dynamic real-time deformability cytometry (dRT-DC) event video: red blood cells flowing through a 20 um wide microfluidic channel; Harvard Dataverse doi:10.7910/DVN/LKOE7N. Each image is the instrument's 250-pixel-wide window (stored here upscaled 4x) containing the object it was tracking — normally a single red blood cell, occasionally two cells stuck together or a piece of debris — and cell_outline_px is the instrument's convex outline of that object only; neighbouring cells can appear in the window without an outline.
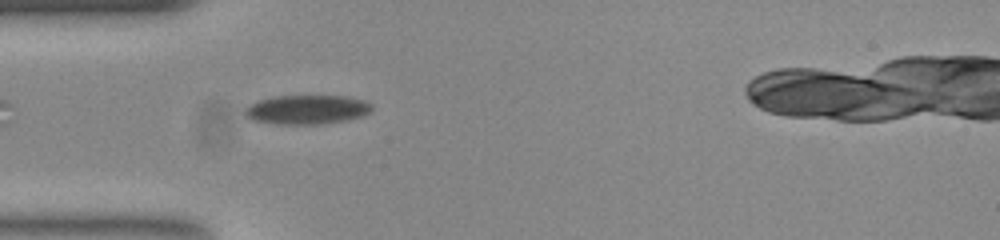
{"species": "common noctule bat (a hibernating species)", "species_latin": "Nyctalus noctula", "temperature_condition": "room temperature", "stored_images_in_passage": 28, "camera_frame_rate_fps": 3000, "um_per_image_px": 0.085, "animal": {"sex": "female", "body_mass_g": 23.0, "forearm_length_mm": 53.4}, "frame": {"image": 1, "passage_image": 9, "time_ms": 2.667, "image_size_px": [1000, 240], "cell_outline_px": [[372, 108], [368, 112], [360, 116], [320, 124], [284, 124], [256, 120], [248, 116], [248, 108], [252, 104], [260, 100], [280, 96], [340, 96], [360, 100], [368, 104]], "centroid_in_image_um": [26.1, 9.31], "position_along_channel_um": 58.9, "area_um2": 20.35}}
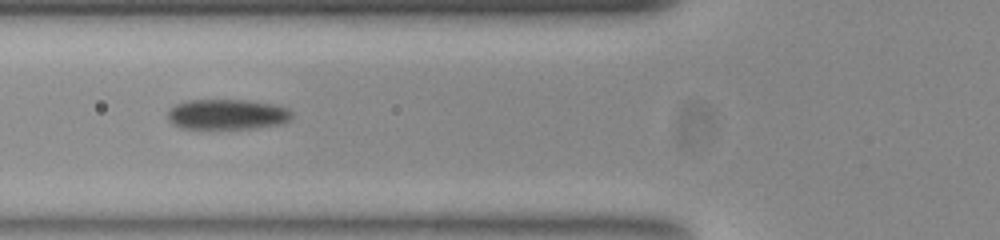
{"frame": {"image": 2, "passage_image": 13, "time_ms": 4.0, "image_size_px": [1000, 240], "cell_outline_px": [[292, 116], [288, 120], [276, 124], [248, 128], [180, 128], [168, 116], [168, 112], [176, 104], [188, 100], [240, 100], [268, 104], [284, 108], [292, 112]], "centroid_in_image_um": [19.26, 9.71], "position_along_channel_um": 106.5, "area_um2": 21.04}}
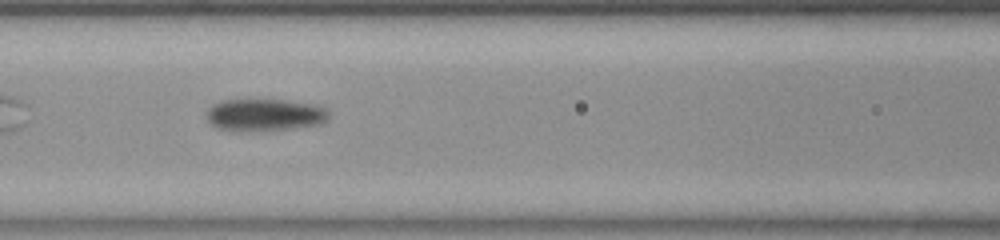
{"frame": {"image": 3, "passage_image": 16, "time_ms": 5.0, "image_size_px": [1000, 240], "cell_outline_px": [[324, 120], [316, 124], [284, 128], [224, 128], [212, 124], [208, 116], [208, 112], [216, 104], [224, 100], [284, 100], [308, 104], [320, 108], [324, 112]], "centroid_in_image_um": [22.45, 9.71], "position_along_channel_um": 144.1, "area_um2": 20.52}}